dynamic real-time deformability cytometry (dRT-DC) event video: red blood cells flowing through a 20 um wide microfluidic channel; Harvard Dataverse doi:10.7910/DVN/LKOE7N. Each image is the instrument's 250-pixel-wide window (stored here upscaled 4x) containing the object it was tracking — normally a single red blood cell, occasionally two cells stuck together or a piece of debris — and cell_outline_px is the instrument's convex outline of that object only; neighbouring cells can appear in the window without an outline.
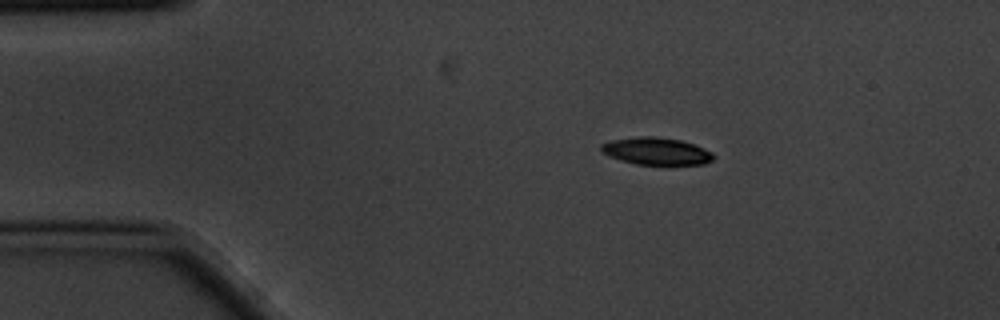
{"species": "common noctule bat (a hibernating species)", "species_latin": "Nyctalus noctula", "temperature_condition": "cold", "stored_images_in_passage": 3, "camera_frame_rate_fps": 3000, "um_per_image_px": 0.085, "animal": {"sex": "male", "body_mass_g": 20.1, "forearm_length_mm": 53.5}, "frame": {"image": 1, "passage_image": 2, "time_ms": 0.333, "image_size_px": [1000, 320], "cell_outline_px": [[716, 156], [712, 160], [704, 164], [636, 164], [620, 160], [608, 156], [600, 148], [600, 144], [612, 140], [640, 136], [652, 136], [680, 140], [704, 148], [712, 152]], "centroid_in_image_um": [55.79, 12.85], "position_along_channel_um": 29.2, "area_um2": 17.69}}